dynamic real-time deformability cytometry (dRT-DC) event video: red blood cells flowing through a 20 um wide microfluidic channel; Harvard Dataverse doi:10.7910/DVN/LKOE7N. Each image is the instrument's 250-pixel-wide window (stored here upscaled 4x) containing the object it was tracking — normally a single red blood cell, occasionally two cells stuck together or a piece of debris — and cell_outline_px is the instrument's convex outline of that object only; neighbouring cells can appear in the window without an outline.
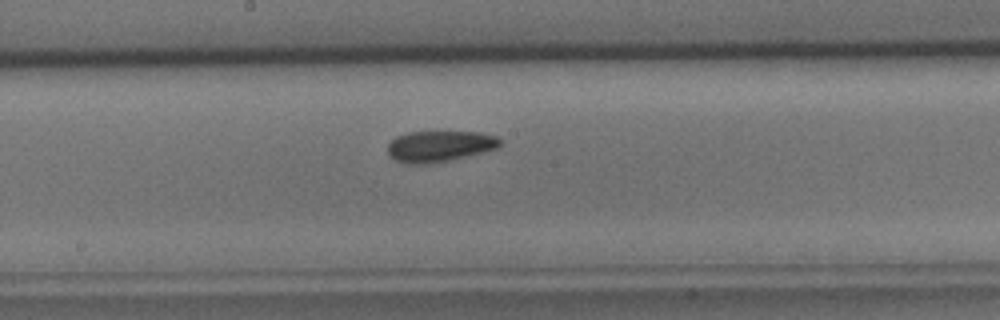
{"species": "common noctule bat (a hibernating species)", "species_latin": "Nyctalus noctula", "temperature_condition": "cold", "stored_images_in_passage": 31, "camera_frame_rate_fps": 3000, "um_per_image_px": 0.085, "animal": {"sex": "male", "body_mass_g": 15.6}, "frame": {"image": 1, "passage_image": 14, "time_ms": 4.333, "image_size_px": [1000, 320], "cell_outline_px": [[500, 144], [496, 148], [448, 160], [428, 164], [408, 164], [396, 160], [388, 156], [388, 144], [396, 136], [408, 132], [480, 132], [496, 136], [500, 140]], "centroid_in_image_um": [37.3, 12.42], "position_along_channel_um": 210.9, "area_um2": 20.06}}
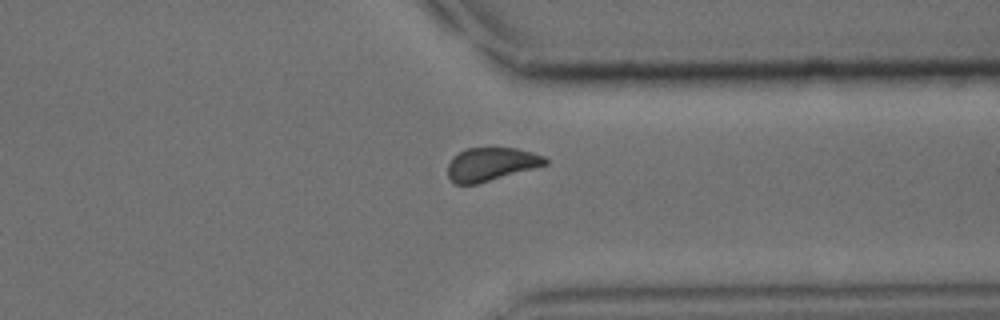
{"frame": {"image": 2, "passage_image": 25, "time_ms": 8.0, "image_size_px": [1000, 320], "cell_outline_px": [[548, 164], [476, 184], [456, 184], [448, 176], [448, 164], [452, 156], [464, 148], [516, 148], [532, 152], [544, 156], [548, 160]], "centroid_in_image_um": [41.72, 13.94], "position_along_channel_um": 369.7, "area_um2": 18.84}}
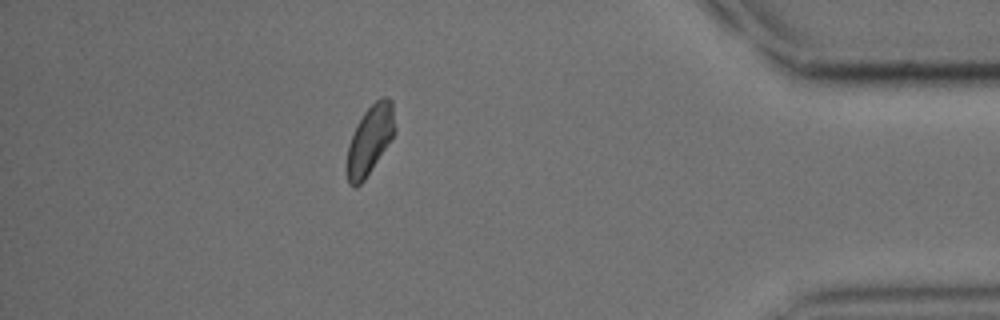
{"frame": {"image": 3, "passage_image": 30, "time_ms": 9.667, "image_size_px": [1000, 320], "cell_outline_px": [[396, 128], [392, 136], [364, 180], [356, 188], [348, 184], [348, 144], [364, 112], [380, 96], [384, 96], [392, 100]], "centroid_in_image_um": [31.46, 11.85], "position_along_channel_um": 403.7, "area_um2": 18.61}}